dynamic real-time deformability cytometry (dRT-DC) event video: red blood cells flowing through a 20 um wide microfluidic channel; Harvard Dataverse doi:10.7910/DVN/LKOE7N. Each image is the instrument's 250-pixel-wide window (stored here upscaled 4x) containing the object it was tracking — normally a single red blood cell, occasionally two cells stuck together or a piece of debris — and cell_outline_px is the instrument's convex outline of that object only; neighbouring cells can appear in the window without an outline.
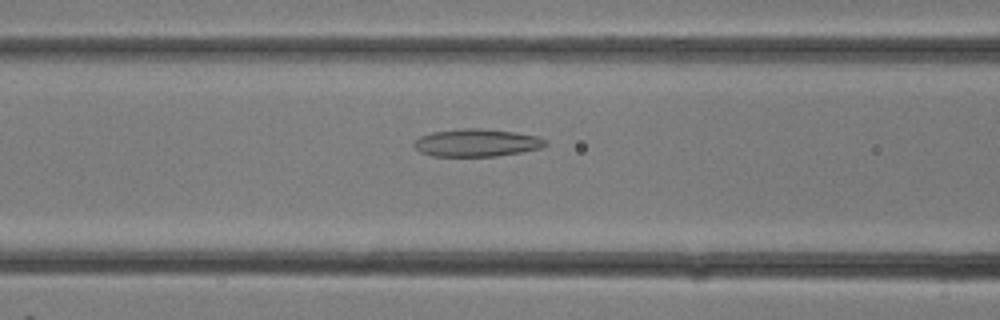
{"species": "common noctule bat (a hibernating species)", "species_latin": "Nyctalus noctula", "temperature_condition": "room temperature", "stored_images_in_passage": 18, "camera_frame_rate_fps": 3000, "um_per_image_px": 0.085, "animal": {"sex": "female"}, "frame": {"image": 1, "passage_image": 11, "time_ms": 3.333, "image_size_px": [1000, 320], "cell_outline_px": [[548, 144], [540, 148], [520, 152], [496, 156], [432, 156], [420, 152], [412, 144], [420, 136], [432, 132], [460, 128], [480, 128], [516, 132], [536, 136], [548, 140]], "centroid_in_image_um": [40.51, 12.13], "position_along_channel_um": 126.1, "area_um2": 21.21}}
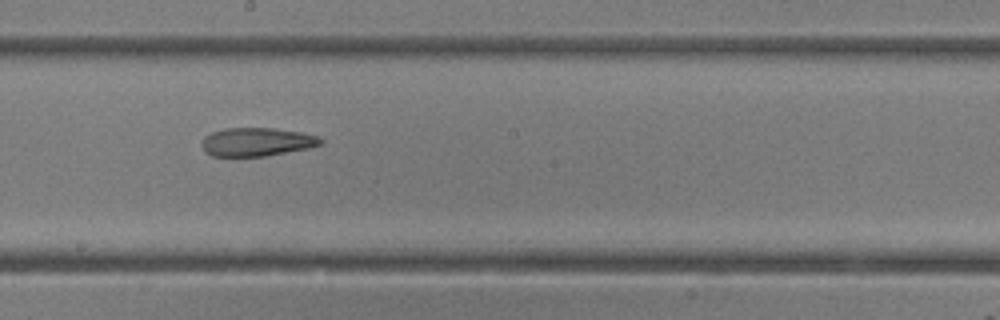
{"frame": {"image": 2, "passage_image": 15, "time_ms": 4.667, "image_size_px": [1000, 320], "cell_outline_px": [[324, 140], [320, 144], [308, 148], [264, 156], [212, 156], [204, 152], [200, 144], [204, 136], [212, 132], [224, 128], [272, 128], [300, 132], [316, 136]], "centroid_in_image_um": [21.75, 12.06], "position_along_channel_um": 226.4, "area_um2": 19.65}}
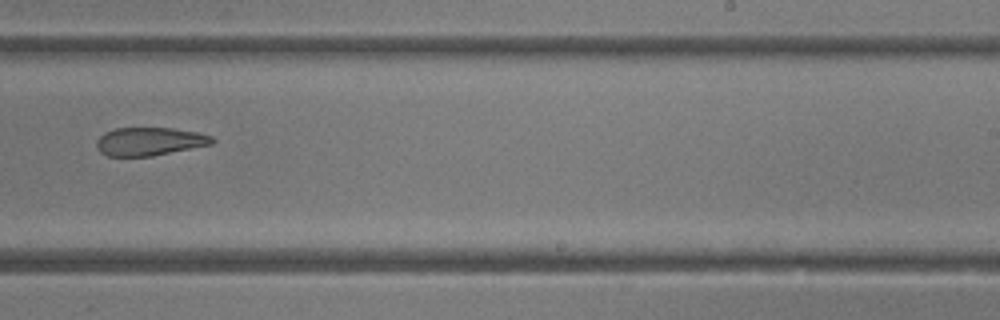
{"frame": {"image": 3, "passage_image": 17, "time_ms": 5.333, "image_size_px": [1000, 320], "cell_outline_px": [[216, 140], [212, 144], [152, 156], [108, 156], [100, 152], [96, 148], [96, 140], [104, 132], [116, 128], [172, 128], [196, 132], [212, 136]], "centroid_in_image_um": [12.69, 12.02], "position_along_channel_um": 276.3, "area_um2": 19.02}}